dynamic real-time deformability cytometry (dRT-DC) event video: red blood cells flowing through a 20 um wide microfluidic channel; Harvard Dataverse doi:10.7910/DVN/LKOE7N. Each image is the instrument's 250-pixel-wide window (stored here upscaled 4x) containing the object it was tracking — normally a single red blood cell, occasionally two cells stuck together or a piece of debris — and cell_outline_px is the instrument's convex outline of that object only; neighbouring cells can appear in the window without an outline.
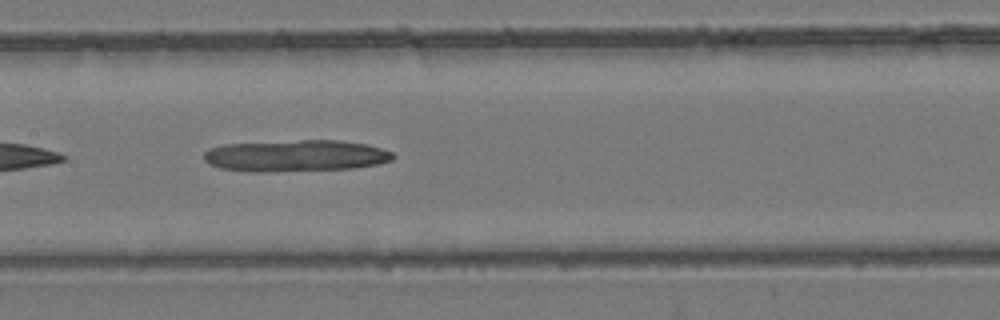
{"species": "common noctule bat (a hibernating species)", "species_latin": "Nyctalus noctula", "temperature_condition": "room temperature", "stored_images_in_passage": 8, "camera_frame_rate_fps": 3000, "um_per_image_px": 0.085, "animal": {"sex": "female", "body_mass_g": 24.6, "forearm_length_mm": 56.2}, "frame": {"image": 1, "passage_image": 8, "time_ms": 2.333, "image_size_px": [1000, 320], "cell_outline_px": [[396, 156], [392, 160], [380, 164], [352, 168], [264, 172], [252, 172], [220, 168], [208, 164], [204, 160], [204, 152], [208, 148], [224, 144], [300, 140], [336, 140], [364, 144], [380, 148], [392, 152]], "centroid_in_image_um": [25.1, 13.24], "position_along_channel_um": 182.3, "area_um2": 34.91}}